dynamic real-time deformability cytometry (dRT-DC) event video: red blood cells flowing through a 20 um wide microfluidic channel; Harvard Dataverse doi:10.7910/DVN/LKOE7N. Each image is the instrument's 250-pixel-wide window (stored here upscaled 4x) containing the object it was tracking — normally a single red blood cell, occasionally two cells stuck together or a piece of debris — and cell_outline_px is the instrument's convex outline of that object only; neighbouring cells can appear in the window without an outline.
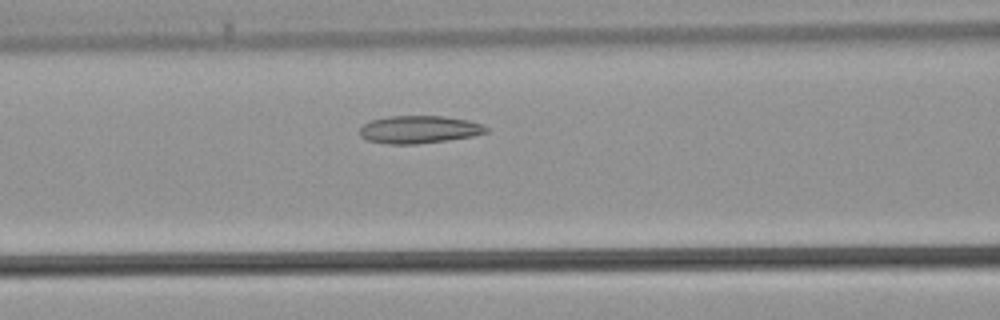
{"species": "common noctule bat (a hibernating species)", "species_latin": "Nyctalus noctula", "temperature_condition": "warm", "stored_images_in_passage": 26, "camera_frame_rate_fps": 3000, "um_per_image_px": 0.085, "animal": {"sex": "male", "body_mass_g": 21.5, "forearm_length_mm": 52.0}, "frame": {"image": 1, "passage_image": 7, "time_ms": 2.0, "image_size_px": [1000, 320], "cell_outline_px": [[488, 132], [472, 136], [448, 140], [416, 144], [388, 144], [368, 140], [360, 136], [360, 128], [368, 120], [388, 116], [444, 116], [468, 120], [480, 124], [488, 128]], "centroid_in_image_um": [35.6, 11.0], "position_along_channel_um": 131.0, "area_um2": 20.4}}
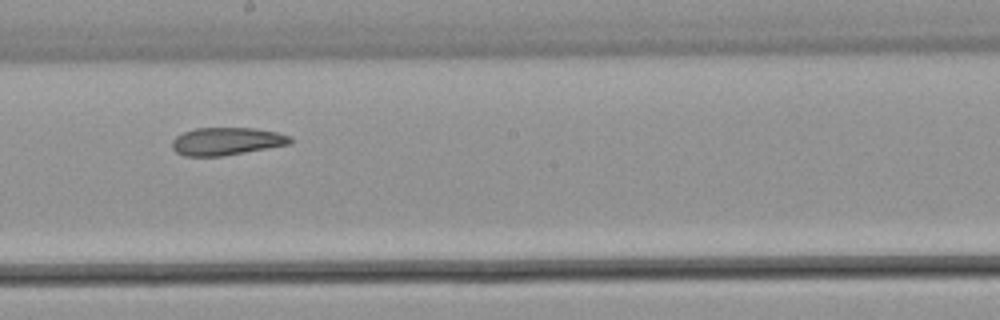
{"frame": {"image": 2, "passage_image": 13, "time_ms": 4.0, "image_size_px": [1000, 320], "cell_outline_px": [[292, 140], [288, 144], [244, 152], [220, 156], [184, 156], [176, 152], [172, 148], [172, 140], [176, 136], [184, 132], [196, 128], [256, 128], [276, 132], [288, 136]], "centroid_in_image_um": [19.2, 12.0], "position_along_channel_um": 229.0, "area_um2": 18.79}}
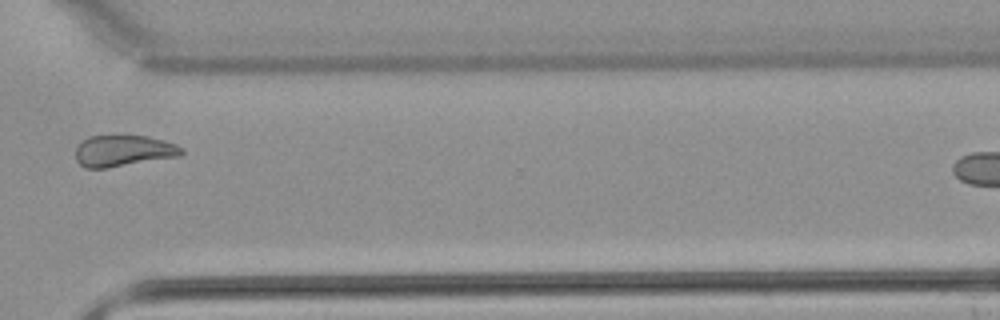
{"frame": {"image": 3, "passage_image": 21, "time_ms": 6.667, "image_size_px": [1000, 320], "cell_outline_px": [[184, 152], [180, 156], [108, 168], [84, 168], [76, 160], [76, 148], [88, 136], [112, 132], [148, 136], [176, 144], [184, 148]], "centroid_in_image_um": [10.48, 12.77], "position_along_channel_um": 360.1, "area_um2": 20.17}}